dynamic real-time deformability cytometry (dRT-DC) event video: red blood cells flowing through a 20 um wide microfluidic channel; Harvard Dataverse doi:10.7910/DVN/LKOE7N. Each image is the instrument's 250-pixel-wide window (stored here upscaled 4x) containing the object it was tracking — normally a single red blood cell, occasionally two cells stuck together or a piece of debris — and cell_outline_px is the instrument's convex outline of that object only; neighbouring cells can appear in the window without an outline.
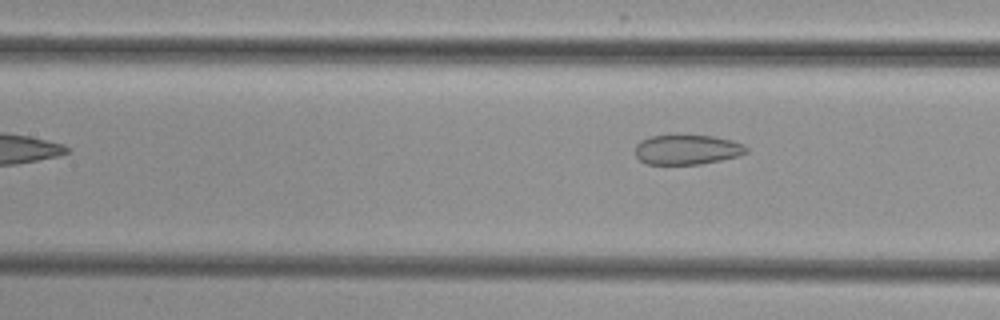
{"species": "common noctule bat (a hibernating species)", "species_latin": "Nyctalus noctula", "temperature_condition": "cold", "stored_images_in_passage": 6, "camera_frame_rate_fps": 3000, "um_per_image_px": 0.085, "animal": {"sex": "female", "body_mass_g": 29.2, "forearm_length_mm": 56.3}, "frame": {"image": 1, "passage_image": 6, "time_ms": 7.667, "image_size_px": [1000, 320], "cell_outline_px": [[748, 152], [740, 156], [700, 164], [648, 164], [640, 160], [636, 156], [636, 144], [640, 140], [652, 136], [676, 132], [712, 136], [732, 140], [744, 144], [748, 148]], "centroid_in_image_um": [58.41, 12.67], "position_along_channel_um": 149.0, "area_um2": 20.06}}